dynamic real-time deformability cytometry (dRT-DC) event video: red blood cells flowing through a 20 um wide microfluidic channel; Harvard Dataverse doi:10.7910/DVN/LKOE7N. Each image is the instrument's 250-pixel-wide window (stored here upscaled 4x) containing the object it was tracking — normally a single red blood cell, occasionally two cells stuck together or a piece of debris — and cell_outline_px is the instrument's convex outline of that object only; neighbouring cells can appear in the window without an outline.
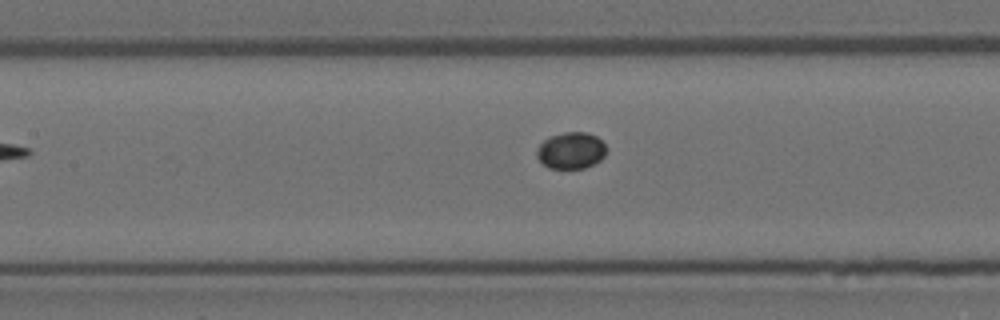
{"species": "Egyptian fruit bat (a non-hibernating species)", "species_latin": "Rousettus aegyptiacus", "temperature_condition": "room temperature", "stored_images_in_passage": 6, "camera_frame_rate_fps": 3000, "um_per_image_px": 0.085, "animal": {"sex": "female"}, "frame": {"image": 1, "passage_image": 4, "time_ms": 1.0, "image_size_px": [1000, 320], "cell_outline_px": [[608, 148], [604, 156], [600, 160], [584, 168], [548, 168], [536, 156], [536, 148], [548, 136], [564, 132], [588, 132], [596, 136]], "centroid_in_image_um": [48.53, 12.78], "position_along_channel_um": 158.9, "area_um2": 14.91}}
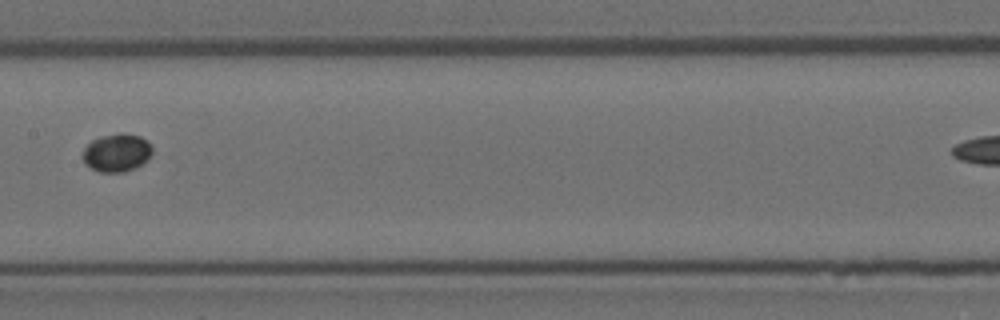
{"frame": {"image": 2, "passage_image": 5, "time_ms": 1.333, "image_size_px": [1000, 320], "cell_outline_px": [[152, 152], [148, 160], [136, 168], [124, 172], [100, 172], [88, 168], [84, 164], [84, 148], [92, 140], [100, 136], [120, 132], [124, 132], [140, 136], [148, 140], [152, 148]], "centroid_in_image_um": [9.94, 12.97], "position_along_channel_um": 197.5, "area_um2": 15.72}}